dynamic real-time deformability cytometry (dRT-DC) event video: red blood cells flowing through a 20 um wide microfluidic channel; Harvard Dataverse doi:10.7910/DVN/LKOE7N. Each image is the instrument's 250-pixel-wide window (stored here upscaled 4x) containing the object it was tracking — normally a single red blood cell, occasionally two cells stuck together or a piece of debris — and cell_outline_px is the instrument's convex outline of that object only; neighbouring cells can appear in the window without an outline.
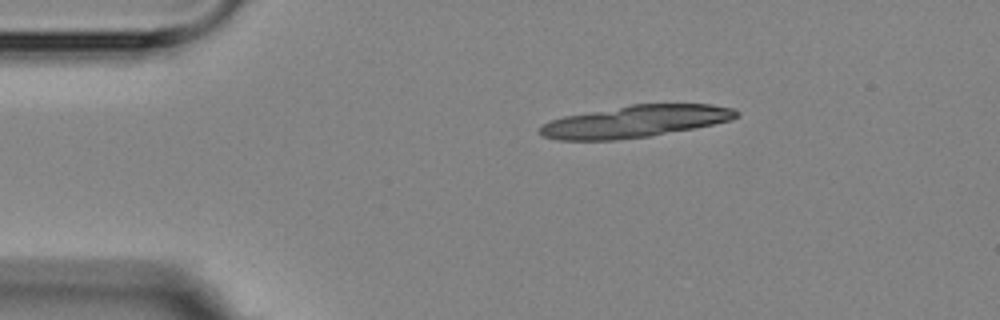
{"species": "Egyptian fruit bat (a non-hibernating species)", "species_latin": "Rousettus aegyptiacus", "temperature_condition": "room temperature", "stored_images_in_passage": 4, "camera_frame_rate_fps": 3000, "um_per_image_px": 0.085, "animal": {"sex": "female"}, "frame": {"image": 1, "passage_image": 1, "time_ms": 0.0, "image_size_px": [1000, 320], "cell_outline_px": [[740, 116], [732, 120], [692, 128], [648, 136], [616, 140], [556, 140], [544, 136], [540, 132], [540, 128], [544, 124], [552, 120], [564, 116], [632, 104], [712, 104], [732, 108], [740, 112]], "centroid_in_image_um": [54.03, 10.31], "position_along_channel_um": 31.0, "area_um2": 36.3}}